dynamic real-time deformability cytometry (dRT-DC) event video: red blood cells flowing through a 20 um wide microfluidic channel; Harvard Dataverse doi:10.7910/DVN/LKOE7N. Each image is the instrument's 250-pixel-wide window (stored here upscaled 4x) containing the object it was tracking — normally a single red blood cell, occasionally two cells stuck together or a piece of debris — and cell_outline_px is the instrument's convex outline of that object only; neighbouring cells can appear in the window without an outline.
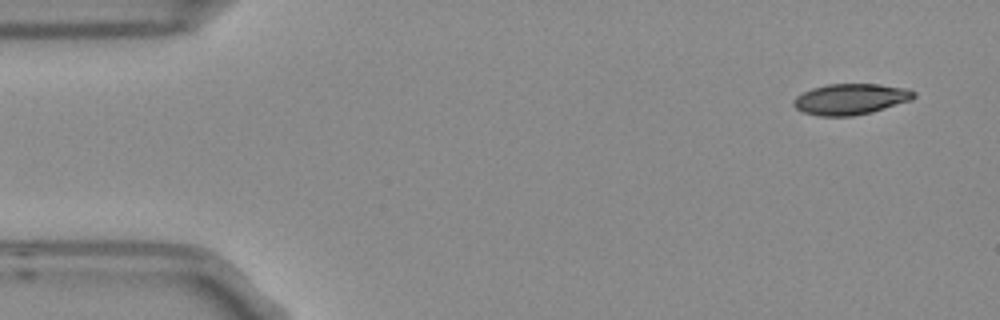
{"species": "Egyptian fruit bat (a non-hibernating species)", "species_latin": "Rousettus aegyptiacus", "temperature_condition": "room temperature", "stored_images_in_passage": 4, "camera_frame_rate_fps": 3000, "um_per_image_px": 0.085, "frame": {"image": 1, "passage_image": 1, "time_ms": 0.0, "image_size_px": [1000, 320], "cell_outline_px": [[916, 96], [912, 100], [872, 112], [852, 116], [820, 116], [804, 112], [796, 108], [792, 104], [792, 100], [796, 96], [812, 88], [828, 84], [880, 84], [904, 88], [916, 92]], "centroid_in_image_um": [72.3, 8.42], "position_along_channel_um": 12.7, "area_um2": 21.68}}
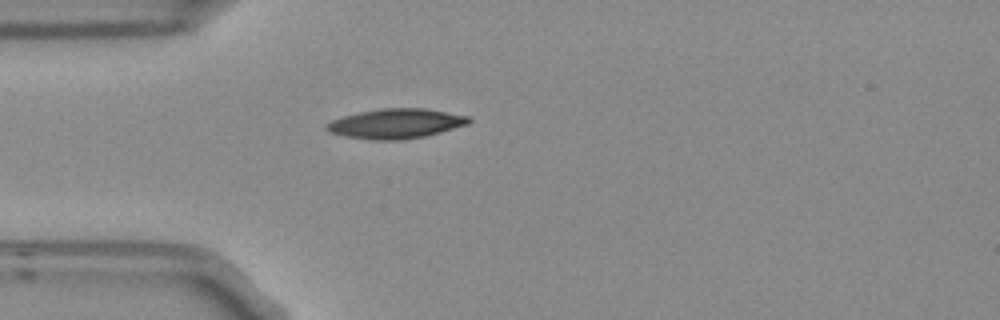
{"frame": {"image": 2, "passage_image": 4, "time_ms": 1.0, "image_size_px": [1000, 320], "cell_outline_px": [[472, 120], [468, 124], [440, 132], [424, 136], [400, 140], [372, 140], [344, 136], [328, 132], [324, 128], [324, 124], [332, 120], [344, 116], [360, 112], [380, 108], [424, 108], [468, 116]], "centroid_in_image_um": [33.6, 10.51], "position_along_channel_um": 51.4, "area_um2": 24.62}}